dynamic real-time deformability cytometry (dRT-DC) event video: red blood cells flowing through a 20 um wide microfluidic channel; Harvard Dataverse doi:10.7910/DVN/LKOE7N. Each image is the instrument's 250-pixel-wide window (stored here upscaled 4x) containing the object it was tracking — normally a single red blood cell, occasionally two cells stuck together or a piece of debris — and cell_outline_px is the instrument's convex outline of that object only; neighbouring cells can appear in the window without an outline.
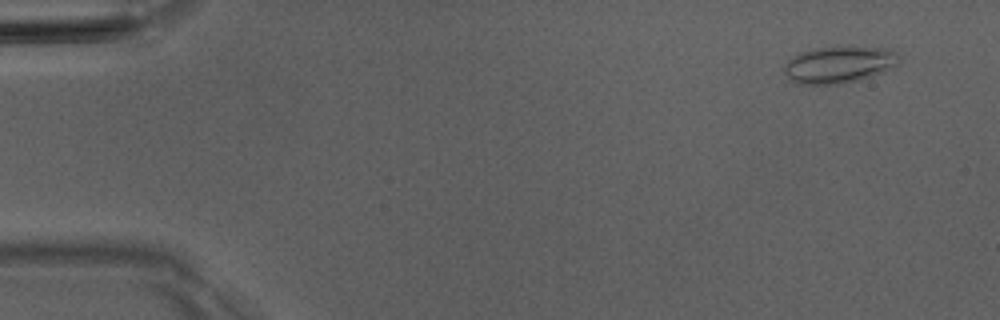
{"species": "Egyptian fruit bat (a non-hibernating species)", "species_latin": "Rousettus aegyptiacus", "temperature_condition": "room temperature", "stored_images_in_passage": 8, "camera_frame_rate_fps": 3000, "um_per_image_px": 0.085, "animal": {"sex": "male"}, "frame": {"image": 1, "passage_image": 1, "time_ms": 0.0, "image_size_px": [1000, 320], "cell_outline_px": [[900, 60], [896, 64], [884, 72], [860, 80], [840, 84], [796, 84], [788, 80], [784, 72], [784, 64], [792, 56], [800, 52], [820, 48], [888, 48], [900, 56]], "centroid_in_image_um": [71.27, 5.53], "position_along_channel_um": 13.7, "area_um2": 24.45}}
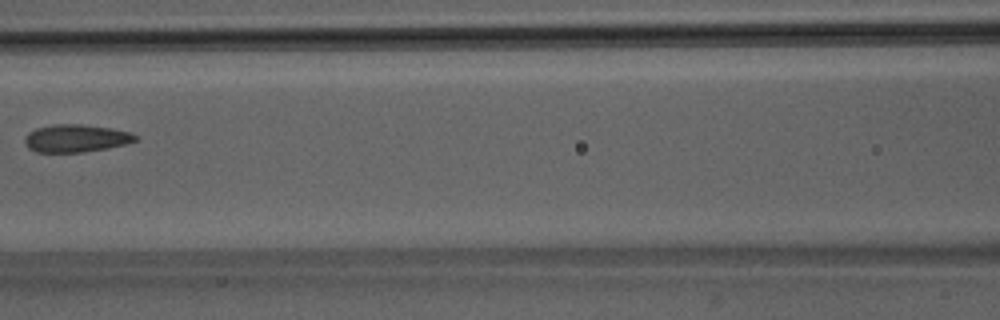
{"frame": {"image": 2, "passage_image": 6, "time_ms": 6.667, "image_size_px": [1000, 320], "cell_outline_px": [[140, 136], [136, 140], [128, 144], [108, 148], [80, 152], [36, 152], [28, 148], [24, 140], [24, 136], [28, 132], [36, 128], [52, 124], [80, 124], [108, 128], [128, 132]], "centroid_in_image_um": [6.43, 11.76], "position_along_channel_um": 160.2, "area_um2": 17.86}}